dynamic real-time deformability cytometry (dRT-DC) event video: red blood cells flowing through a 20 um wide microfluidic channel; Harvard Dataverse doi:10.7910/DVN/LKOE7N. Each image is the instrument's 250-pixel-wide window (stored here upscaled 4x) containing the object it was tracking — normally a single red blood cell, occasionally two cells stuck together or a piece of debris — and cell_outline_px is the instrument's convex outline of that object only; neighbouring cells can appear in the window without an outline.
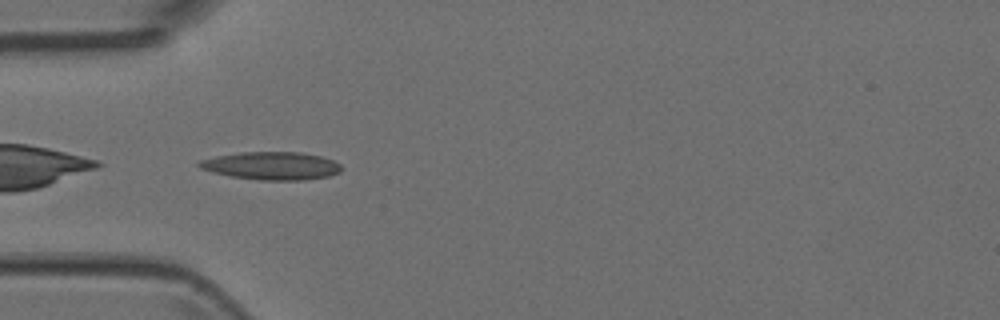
{"species": "Egyptian fruit bat (a non-hibernating species)", "species_latin": "Rousettus aegyptiacus", "temperature_condition": "room temperature", "stored_images_in_passage": 5, "camera_frame_rate_fps": 3000, "um_per_image_px": 0.085, "animal": {"sex": "female"}, "frame": {"image": 1, "passage_image": 4, "time_ms": 1.0, "image_size_px": [1000, 320], "cell_outline_px": [[344, 168], [340, 172], [328, 176], [304, 180], [260, 180], [232, 176], [212, 172], [200, 168], [196, 164], [200, 160], [216, 156], [240, 152], [300, 152], [320, 156], [332, 160], [340, 164]], "centroid_in_image_um": [23.09, 14.09], "position_along_channel_um": 61.9, "area_um2": 23.12}}
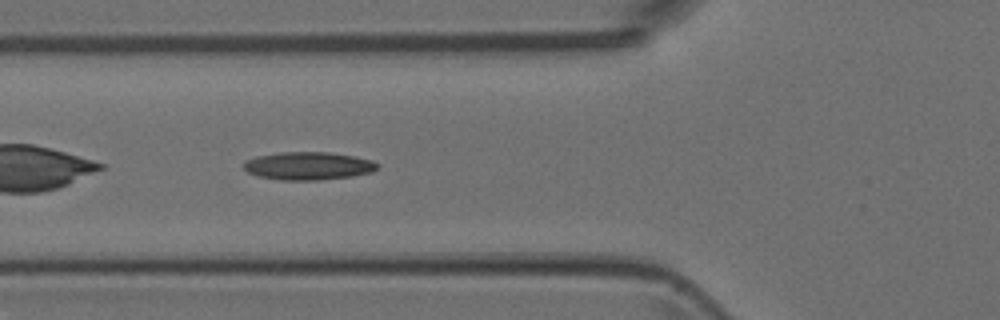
{"frame": {"image": 2, "passage_image": 5, "time_ms": 1.333, "image_size_px": [1000, 320], "cell_outline_px": [[380, 168], [372, 172], [352, 176], [320, 180], [280, 180], [260, 176], [248, 172], [244, 168], [244, 160], [256, 156], [280, 152], [328, 152], [356, 156], [372, 160], [380, 164]], "centroid_in_image_um": [26.25, 14.09], "position_along_channel_um": 99.6, "area_um2": 21.96}}